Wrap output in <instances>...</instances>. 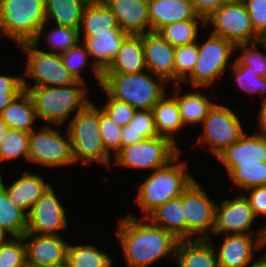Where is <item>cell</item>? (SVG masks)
Listing matches in <instances>:
<instances>
[{
  "label": "cell",
  "instance_id": "21",
  "mask_svg": "<svg viewBox=\"0 0 266 267\" xmlns=\"http://www.w3.org/2000/svg\"><path fill=\"white\" fill-rule=\"evenodd\" d=\"M148 3L149 0H107L105 4L116 16L123 32L142 35L150 32Z\"/></svg>",
  "mask_w": 266,
  "mask_h": 267
},
{
  "label": "cell",
  "instance_id": "50",
  "mask_svg": "<svg viewBox=\"0 0 266 267\" xmlns=\"http://www.w3.org/2000/svg\"><path fill=\"white\" fill-rule=\"evenodd\" d=\"M20 92H0V114Z\"/></svg>",
  "mask_w": 266,
  "mask_h": 267
},
{
  "label": "cell",
  "instance_id": "35",
  "mask_svg": "<svg viewBox=\"0 0 266 267\" xmlns=\"http://www.w3.org/2000/svg\"><path fill=\"white\" fill-rule=\"evenodd\" d=\"M198 22L206 27L205 19H192L168 24L158 33L175 48L192 44L197 42Z\"/></svg>",
  "mask_w": 266,
  "mask_h": 267
},
{
  "label": "cell",
  "instance_id": "34",
  "mask_svg": "<svg viewBox=\"0 0 266 267\" xmlns=\"http://www.w3.org/2000/svg\"><path fill=\"white\" fill-rule=\"evenodd\" d=\"M112 259L92 245H68V267H112Z\"/></svg>",
  "mask_w": 266,
  "mask_h": 267
},
{
  "label": "cell",
  "instance_id": "26",
  "mask_svg": "<svg viewBox=\"0 0 266 267\" xmlns=\"http://www.w3.org/2000/svg\"><path fill=\"white\" fill-rule=\"evenodd\" d=\"M0 116L10 129L28 133L34 130L32 125L36 118L38 119L33 100L27 90L20 92Z\"/></svg>",
  "mask_w": 266,
  "mask_h": 267
},
{
  "label": "cell",
  "instance_id": "7",
  "mask_svg": "<svg viewBox=\"0 0 266 267\" xmlns=\"http://www.w3.org/2000/svg\"><path fill=\"white\" fill-rule=\"evenodd\" d=\"M175 146L169 138L157 136L122 147L114 161L118 166L154 171L168 165L180 154Z\"/></svg>",
  "mask_w": 266,
  "mask_h": 267
},
{
  "label": "cell",
  "instance_id": "1",
  "mask_svg": "<svg viewBox=\"0 0 266 267\" xmlns=\"http://www.w3.org/2000/svg\"><path fill=\"white\" fill-rule=\"evenodd\" d=\"M117 236L130 267H149L151 263L176 255L178 239L148 218L137 220L131 214L121 218Z\"/></svg>",
  "mask_w": 266,
  "mask_h": 267
},
{
  "label": "cell",
  "instance_id": "24",
  "mask_svg": "<svg viewBox=\"0 0 266 267\" xmlns=\"http://www.w3.org/2000/svg\"><path fill=\"white\" fill-rule=\"evenodd\" d=\"M8 193V196L15 205L23 212L27 209L26 215L29 214L32 206L43 195V193L51 185L45 183L42 177L35 174H29L28 171L23 172L22 176L5 187L2 182L0 184Z\"/></svg>",
  "mask_w": 266,
  "mask_h": 267
},
{
  "label": "cell",
  "instance_id": "51",
  "mask_svg": "<svg viewBox=\"0 0 266 267\" xmlns=\"http://www.w3.org/2000/svg\"><path fill=\"white\" fill-rule=\"evenodd\" d=\"M258 119V124L260 127L259 129L261 130V133L259 132L257 134L266 139V115H259Z\"/></svg>",
  "mask_w": 266,
  "mask_h": 267
},
{
  "label": "cell",
  "instance_id": "42",
  "mask_svg": "<svg viewBox=\"0 0 266 267\" xmlns=\"http://www.w3.org/2000/svg\"><path fill=\"white\" fill-rule=\"evenodd\" d=\"M99 131L106 151L116 155L122 148V127L117 125L102 109L99 108Z\"/></svg>",
  "mask_w": 266,
  "mask_h": 267
},
{
  "label": "cell",
  "instance_id": "18",
  "mask_svg": "<svg viewBox=\"0 0 266 267\" xmlns=\"http://www.w3.org/2000/svg\"><path fill=\"white\" fill-rule=\"evenodd\" d=\"M143 51L147 70L167 81L175 82L176 48L167 42L158 32L142 34Z\"/></svg>",
  "mask_w": 266,
  "mask_h": 267
},
{
  "label": "cell",
  "instance_id": "37",
  "mask_svg": "<svg viewBox=\"0 0 266 267\" xmlns=\"http://www.w3.org/2000/svg\"><path fill=\"white\" fill-rule=\"evenodd\" d=\"M229 176L239 189L247 190L256 186H264L266 185V162L238 164Z\"/></svg>",
  "mask_w": 266,
  "mask_h": 267
},
{
  "label": "cell",
  "instance_id": "48",
  "mask_svg": "<svg viewBox=\"0 0 266 267\" xmlns=\"http://www.w3.org/2000/svg\"><path fill=\"white\" fill-rule=\"evenodd\" d=\"M190 1L193 3L194 9L197 12V14L200 17L206 19L216 9L234 0H190Z\"/></svg>",
  "mask_w": 266,
  "mask_h": 267
},
{
  "label": "cell",
  "instance_id": "12",
  "mask_svg": "<svg viewBox=\"0 0 266 267\" xmlns=\"http://www.w3.org/2000/svg\"><path fill=\"white\" fill-rule=\"evenodd\" d=\"M67 139L61 136L60 131L44 125L42 130L35 129L29 135L28 161L38 163L42 166L58 167L74 164L72 145L69 132Z\"/></svg>",
  "mask_w": 266,
  "mask_h": 267
},
{
  "label": "cell",
  "instance_id": "46",
  "mask_svg": "<svg viewBox=\"0 0 266 267\" xmlns=\"http://www.w3.org/2000/svg\"><path fill=\"white\" fill-rule=\"evenodd\" d=\"M255 33L262 39L266 34V0H243Z\"/></svg>",
  "mask_w": 266,
  "mask_h": 267
},
{
  "label": "cell",
  "instance_id": "17",
  "mask_svg": "<svg viewBox=\"0 0 266 267\" xmlns=\"http://www.w3.org/2000/svg\"><path fill=\"white\" fill-rule=\"evenodd\" d=\"M266 227L253 234H227L220 250H216L219 267H246L254 259V250L263 248ZM255 241V242H253Z\"/></svg>",
  "mask_w": 266,
  "mask_h": 267
},
{
  "label": "cell",
  "instance_id": "47",
  "mask_svg": "<svg viewBox=\"0 0 266 267\" xmlns=\"http://www.w3.org/2000/svg\"><path fill=\"white\" fill-rule=\"evenodd\" d=\"M246 191H251V194L249 197L244 194L247 198V200L250 203V206L255 214V216L258 218V216H266V185L264 186H256L247 189ZM266 227V225H265Z\"/></svg>",
  "mask_w": 266,
  "mask_h": 267
},
{
  "label": "cell",
  "instance_id": "59",
  "mask_svg": "<svg viewBox=\"0 0 266 267\" xmlns=\"http://www.w3.org/2000/svg\"><path fill=\"white\" fill-rule=\"evenodd\" d=\"M266 44V34L261 39Z\"/></svg>",
  "mask_w": 266,
  "mask_h": 267
},
{
  "label": "cell",
  "instance_id": "32",
  "mask_svg": "<svg viewBox=\"0 0 266 267\" xmlns=\"http://www.w3.org/2000/svg\"><path fill=\"white\" fill-rule=\"evenodd\" d=\"M157 136L159 135L152 110H136L129 124L122 127V147Z\"/></svg>",
  "mask_w": 266,
  "mask_h": 267
},
{
  "label": "cell",
  "instance_id": "39",
  "mask_svg": "<svg viewBox=\"0 0 266 267\" xmlns=\"http://www.w3.org/2000/svg\"><path fill=\"white\" fill-rule=\"evenodd\" d=\"M256 43L261 44L266 50V44L262 40L252 43L236 44L235 49H241L242 54L235 61L243 67H250V70L258 76L266 77V53L264 54L258 51Z\"/></svg>",
  "mask_w": 266,
  "mask_h": 267
},
{
  "label": "cell",
  "instance_id": "30",
  "mask_svg": "<svg viewBox=\"0 0 266 267\" xmlns=\"http://www.w3.org/2000/svg\"><path fill=\"white\" fill-rule=\"evenodd\" d=\"M181 89L177 88L174 97L177 99L182 122L185 125L202 124L209 110L215 103L211 102L206 95L190 92L181 95Z\"/></svg>",
  "mask_w": 266,
  "mask_h": 267
},
{
  "label": "cell",
  "instance_id": "41",
  "mask_svg": "<svg viewBox=\"0 0 266 267\" xmlns=\"http://www.w3.org/2000/svg\"><path fill=\"white\" fill-rule=\"evenodd\" d=\"M198 59L197 42L176 47L175 61V82L183 81L192 73Z\"/></svg>",
  "mask_w": 266,
  "mask_h": 267
},
{
  "label": "cell",
  "instance_id": "8",
  "mask_svg": "<svg viewBox=\"0 0 266 267\" xmlns=\"http://www.w3.org/2000/svg\"><path fill=\"white\" fill-rule=\"evenodd\" d=\"M198 59L192 73L183 81L193 87H208L226 70L235 44L215 34L198 44Z\"/></svg>",
  "mask_w": 266,
  "mask_h": 267
},
{
  "label": "cell",
  "instance_id": "13",
  "mask_svg": "<svg viewBox=\"0 0 266 267\" xmlns=\"http://www.w3.org/2000/svg\"><path fill=\"white\" fill-rule=\"evenodd\" d=\"M215 206L216 203L209 199L203 188L194 180L182 193L186 239H191L195 234L196 238H210L214 226Z\"/></svg>",
  "mask_w": 266,
  "mask_h": 267
},
{
  "label": "cell",
  "instance_id": "58",
  "mask_svg": "<svg viewBox=\"0 0 266 267\" xmlns=\"http://www.w3.org/2000/svg\"><path fill=\"white\" fill-rule=\"evenodd\" d=\"M52 267H68V265L67 264H61V265L52 266Z\"/></svg>",
  "mask_w": 266,
  "mask_h": 267
},
{
  "label": "cell",
  "instance_id": "43",
  "mask_svg": "<svg viewBox=\"0 0 266 267\" xmlns=\"http://www.w3.org/2000/svg\"><path fill=\"white\" fill-rule=\"evenodd\" d=\"M235 81L240 88L244 91L253 93H259L264 96L266 94V77H260L256 73L250 70V67H243L239 65L235 60L232 64Z\"/></svg>",
  "mask_w": 266,
  "mask_h": 267
},
{
  "label": "cell",
  "instance_id": "10",
  "mask_svg": "<svg viewBox=\"0 0 266 267\" xmlns=\"http://www.w3.org/2000/svg\"><path fill=\"white\" fill-rule=\"evenodd\" d=\"M202 123L204 132L197 143L208 144L215 157L245 134L238 116L224 105L214 104Z\"/></svg>",
  "mask_w": 266,
  "mask_h": 267
},
{
  "label": "cell",
  "instance_id": "49",
  "mask_svg": "<svg viewBox=\"0 0 266 267\" xmlns=\"http://www.w3.org/2000/svg\"><path fill=\"white\" fill-rule=\"evenodd\" d=\"M23 78L0 75V92H22Z\"/></svg>",
  "mask_w": 266,
  "mask_h": 267
},
{
  "label": "cell",
  "instance_id": "23",
  "mask_svg": "<svg viewBox=\"0 0 266 267\" xmlns=\"http://www.w3.org/2000/svg\"><path fill=\"white\" fill-rule=\"evenodd\" d=\"M175 257L180 267H219L216 247L210 238L179 240Z\"/></svg>",
  "mask_w": 266,
  "mask_h": 267
},
{
  "label": "cell",
  "instance_id": "57",
  "mask_svg": "<svg viewBox=\"0 0 266 267\" xmlns=\"http://www.w3.org/2000/svg\"><path fill=\"white\" fill-rule=\"evenodd\" d=\"M265 245H266V230L264 232V237H263V246H265Z\"/></svg>",
  "mask_w": 266,
  "mask_h": 267
},
{
  "label": "cell",
  "instance_id": "6",
  "mask_svg": "<svg viewBox=\"0 0 266 267\" xmlns=\"http://www.w3.org/2000/svg\"><path fill=\"white\" fill-rule=\"evenodd\" d=\"M45 23V0H0V34L18 45L33 42Z\"/></svg>",
  "mask_w": 266,
  "mask_h": 267
},
{
  "label": "cell",
  "instance_id": "33",
  "mask_svg": "<svg viewBox=\"0 0 266 267\" xmlns=\"http://www.w3.org/2000/svg\"><path fill=\"white\" fill-rule=\"evenodd\" d=\"M0 226L10 236L22 237L26 233L27 215L10 200L7 191L0 185Z\"/></svg>",
  "mask_w": 266,
  "mask_h": 267
},
{
  "label": "cell",
  "instance_id": "60",
  "mask_svg": "<svg viewBox=\"0 0 266 267\" xmlns=\"http://www.w3.org/2000/svg\"><path fill=\"white\" fill-rule=\"evenodd\" d=\"M2 179H3V178H2V176H1V172H0V184H1V182H2Z\"/></svg>",
  "mask_w": 266,
  "mask_h": 267
},
{
  "label": "cell",
  "instance_id": "5",
  "mask_svg": "<svg viewBox=\"0 0 266 267\" xmlns=\"http://www.w3.org/2000/svg\"><path fill=\"white\" fill-rule=\"evenodd\" d=\"M68 123L74 162L81 159L84 164L98 162L110 168V154L104 147L99 131V108L90 102L75 113Z\"/></svg>",
  "mask_w": 266,
  "mask_h": 267
},
{
  "label": "cell",
  "instance_id": "20",
  "mask_svg": "<svg viewBox=\"0 0 266 267\" xmlns=\"http://www.w3.org/2000/svg\"><path fill=\"white\" fill-rule=\"evenodd\" d=\"M230 173L238 164L266 162V139L246 133L216 157Z\"/></svg>",
  "mask_w": 266,
  "mask_h": 267
},
{
  "label": "cell",
  "instance_id": "44",
  "mask_svg": "<svg viewBox=\"0 0 266 267\" xmlns=\"http://www.w3.org/2000/svg\"><path fill=\"white\" fill-rule=\"evenodd\" d=\"M88 56L89 52L81 41L61 54L64 66L76 81L85 82L80 73V69L86 64Z\"/></svg>",
  "mask_w": 266,
  "mask_h": 267
},
{
  "label": "cell",
  "instance_id": "15",
  "mask_svg": "<svg viewBox=\"0 0 266 267\" xmlns=\"http://www.w3.org/2000/svg\"><path fill=\"white\" fill-rule=\"evenodd\" d=\"M255 216L245 195L234 200L225 199L215 206L213 234H253L251 226ZM231 232V233H230Z\"/></svg>",
  "mask_w": 266,
  "mask_h": 267
},
{
  "label": "cell",
  "instance_id": "28",
  "mask_svg": "<svg viewBox=\"0 0 266 267\" xmlns=\"http://www.w3.org/2000/svg\"><path fill=\"white\" fill-rule=\"evenodd\" d=\"M152 112L158 135L175 143L173 135L184 128L177 99L174 96L166 99L164 95L152 108Z\"/></svg>",
  "mask_w": 266,
  "mask_h": 267
},
{
  "label": "cell",
  "instance_id": "27",
  "mask_svg": "<svg viewBox=\"0 0 266 267\" xmlns=\"http://www.w3.org/2000/svg\"><path fill=\"white\" fill-rule=\"evenodd\" d=\"M154 225L172 233L178 240L186 239V220L182 194L159 206L147 217Z\"/></svg>",
  "mask_w": 266,
  "mask_h": 267
},
{
  "label": "cell",
  "instance_id": "45",
  "mask_svg": "<svg viewBox=\"0 0 266 267\" xmlns=\"http://www.w3.org/2000/svg\"><path fill=\"white\" fill-rule=\"evenodd\" d=\"M101 109L119 126L124 127L133 118L136 109L117 98H108Z\"/></svg>",
  "mask_w": 266,
  "mask_h": 267
},
{
  "label": "cell",
  "instance_id": "52",
  "mask_svg": "<svg viewBox=\"0 0 266 267\" xmlns=\"http://www.w3.org/2000/svg\"><path fill=\"white\" fill-rule=\"evenodd\" d=\"M9 130H10V127L2 120L0 116V144L6 138Z\"/></svg>",
  "mask_w": 266,
  "mask_h": 267
},
{
  "label": "cell",
  "instance_id": "56",
  "mask_svg": "<svg viewBox=\"0 0 266 267\" xmlns=\"http://www.w3.org/2000/svg\"><path fill=\"white\" fill-rule=\"evenodd\" d=\"M262 107L259 115H266V96L263 97Z\"/></svg>",
  "mask_w": 266,
  "mask_h": 267
},
{
  "label": "cell",
  "instance_id": "4",
  "mask_svg": "<svg viewBox=\"0 0 266 267\" xmlns=\"http://www.w3.org/2000/svg\"><path fill=\"white\" fill-rule=\"evenodd\" d=\"M179 155L168 165L156 169L139 187L136 201L147 218L167 201L179 197L195 180L186 173V162H178Z\"/></svg>",
  "mask_w": 266,
  "mask_h": 267
},
{
  "label": "cell",
  "instance_id": "16",
  "mask_svg": "<svg viewBox=\"0 0 266 267\" xmlns=\"http://www.w3.org/2000/svg\"><path fill=\"white\" fill-rule=\"evenodd\" d=\"M22 237L25 241L28 267H52L66 264L69 244L59 234L25 233ZM30 238L31 242H27L26 240Z\"/></svg>",
  "mask_w": 266,
  "mask_h": 267
},
{
  "label": "cell",
  "instance_id": "2",
  "mask_svg": "<svg viewBox=\"0 0 266 267\" xmlns=\"http://www.w3.org/2000/svg\"><path fill=\"white\" fill-rule=\"evenodd\" d=\"M86 82L59 87H31L23 79V88L31 96L37 116L57 126L62 125L71 113L83 110L91 101L86 96Z\"/></svg>",
  "mask_w": 266,
  "mask_h": 267
},
{
  "label": "cell",
  "instance_id": "9",
  "mask_svg": "<svg viewBox=\"0 0 266 267\" xmlns=\"http://www.w3.org/2000/svg\"><path fill=\"white\" fill-rule=\"evenodd\" d=\"M206 26L212 23V34L220 36L232 43H251L261 40L255 33L243 0H234L216 9L205 19Z\"/></svg>",
  "mask_w": 266,
  "mask_h": 267
},
{
  "label": "cell",
  "instance_id": "53",
  "mask_svg": "<svg viewBox=\"0 0 266 267\" xmlns=\"http://www.w3.org/2000/svg\"><path fill=\"white\" fill-rule=\"evenodd\" d=\"M246 267H266V254L262 258H257L253 264H248Z\"/></svg>",
  "mask_w": 266,
  "mask_h": 267
},
{
  "label": "cell",
  "instance_id": "19",
  "mask_svg": "<svg viewBox=\"0 0 266 267\" xmlns=\"http://www.w3.org/2000/svg\"><path fill=\"white\" fill-rule=\"evenodd\" d=\"M128 34L121 29H112L108 33L84 36L82 42L89 52V57L95 59L92 70L101 85L102 73L109 67L117 55L121 43Z\"/></svg>",
  "mask_w": 266,
  "mask_h": 267
},
{
  "label": "cell",
  "instance_id": "22",
  "mask_svg": "<svg viewBox=\"0 0 266 267\" xmlns=\"http://www.w3.org/2000/svg\"><path fill=\"white\" fill-rule=\"evenodd\" d=\"M150 32H158L173 22L204 19L194 9L190 0H149Z\"/></svg>",
  "mask_w": 266,
  "mask_h": 267
},
{
  "label": "cell",
  "instance_id": "3",
  "mask_svg": "<svg viewBox=\"0 0 266 267\" xmlns=\"http://www.w3.org/2000/svg\"><path fill=\"white\" fill-rule=\"evenodd\" d=\"M145 71L102 73V87L108 98H117L136 110H152L165 94L164 79ZM152 75V77H151ZM155 77V80H154ZM157 78V79H156Z\"/></svg>",
  "mask_w": 266,
  "mask_h": 267
},
{
  "label": "cell",
  "instance_id": "54",
  "mask_svg": "<svg viewBox=\"0 0 266 267\" xmlns=\"http://www.w3.org/2000/svg\"><path fill=\"white\" fill-rule=\"evenodd\" d=\"M86 5L105 4L107 0H82Z\"/></svg>",
  "mask_w": 266,
  "mask_h": 267
},
{
  "label": "cell",
  "instance_id": "36",
  "mask_svg": "<svg viewBox=\"0 0 266 267\" xmlns=\"http://www.w3.org/2000/svg\"><path fill=\"white\" fill-rule=\"evenodd\" d=\"M47 24L48 23L46 22L43 27L39 29L38 35L33 41L36 46H38V42L44 33L47 35L45 37L48 40V45L52 48L51 51L48 52L59 55L63 54L68 48H72L81 41V32H79V28L56 25V28L52 29L51 31L44 32L43 29Z\"/></svg>",
  "mask_w": 266,
  "mask_h": 267
},
{
  "label": "cell",
  "instance_id": "11",
  "mask_svg": "<svg viewBox=\"0 0 266 267\" xmlns=\"http://www.w3.org/2000/svg\"><path fill=\"white\" fill-rule=\"evenodd\" d=\"M19 47L24 54H27L24 75L35 80V85L32 87H59L76 82L64 66L61 55L40 50L33 42L20 44Z\"/></svg>",
  "mask_w": 266,
  "mask_h": 267
},
{
  "label": "cell",
  "instance_id": "55",
  "mask_svg": "<svg viewBox=\"0 0 266 267\" xmlns=\"http://www.w3.org/2000/svg\"><path fill=\"white\" fill-rule=\"evenodd\" d=\"M6 232L7 231L0 226V244H2V243L7 241V240H5Z\"/></svg>",
  "mask_w": 266,
  "mask_h": 267
},
{
  "label": "cell",
  "instance_id": "40",
  "mask_svg": "<svg viewBox=\"0 0 266 267\" xmlns=\"http://www.w3.org/2000/svg\"><path fill=\"white\" fill-rule=\"evenodd\" d=\"M23 241V237H8L6 242L0 244V267H28Z\"/></svg>",
  "mask_w": 266,
  "mask_h": 267
},
{
  "label": "cell",
  "instance_id": "31",
  "mask_svg": "<svg viewBox=\"0 0 266 267\" xmlns=\"http://www.w3.org/2000/svg\"><path fill=\"white\" fill-rule=\"evenodd\" d=\"M85 5L82 0H45L46 22L53 18L58 26L80 28Z\"/></svg>",
  "mask_w": 266,
  "mask_h": 267
},
{
  "label": "cell",
  "instance_id": "14",
  "mask_svg": "<svg viewBox=\"0 0 266 267\" xmlns=\"http://www.w3.org/2000/svg\"><path fill=\"white\" fill-rule=\"evenodd\" d=\"M65 213V208L50 185L27 215L26 233L57 235V231L68 224Z\"/></svg>",
  "mask_w": 266,
  "mask_h": 267
},
{
  "label": "cell",
  "instance_id": "38",
  "mask_svg": "<svg viewBox=\"0 0 266 267\" xmlns=\"http://www.w3.org/2000/svg\"><path fill=\"white\" fill-rule=\"evenodd\" d=\"M29 135L30 133L25 131L10 129L6 138L0 144V161L15 160L22 155L28 160Z\"/></svg>",
  "mask_w": 266,
  "mask_h": 267
},
{
  "label": "cell",
  "instance_id": "25",
  "mask_svg": "<svg viewBox=\"0 0 266 267\" xmlns=\"http://www.w3.org/2000/svg\"><path fill=\"white\" fill-rule=\"evenodd\" d=\"M147 71L142 35L128 34L117 55L103 73H139Z\"/></svg>",
  "mask_w": 266,
  "mask_h": 267
},
{
  "label": "cell",
  "instance_id": "29",
  "mask_svg": "<svg viewBox=\"0 0 266 267\" xmlns=\"http://www.w3.org/2000/svg\"><path fill=\"white\" fill-rule=\"evenodd\" d=\"M112 29H120L116 16L106 4L85 5L82 11L79 32L84 36L108 33Z\"/></svg>",
  "mask_w": 266,
  "mask_h": 267
}]
</instances>
